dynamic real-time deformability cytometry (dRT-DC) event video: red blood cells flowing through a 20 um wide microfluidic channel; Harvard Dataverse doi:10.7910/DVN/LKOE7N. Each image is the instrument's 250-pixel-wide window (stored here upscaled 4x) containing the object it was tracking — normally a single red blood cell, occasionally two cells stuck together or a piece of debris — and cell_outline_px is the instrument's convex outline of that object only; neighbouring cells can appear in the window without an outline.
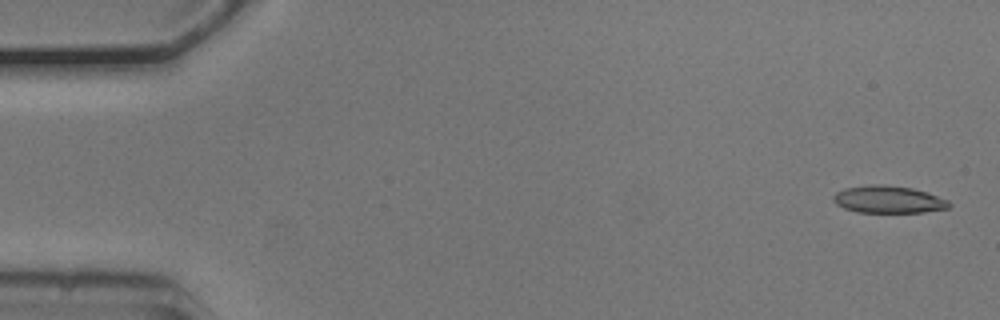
{"species": "common noctule bat (a hibernating species)", "species_latin": "Nyctalus noctula", "temperature_condition": "cold", "stored_images_in_passage": 50, "camera_frame_rate_fps": 3000, "um_per_image_px": 0.085, "animal": {"sex": "male", "body_mass_g": 20.5, "forearm_length_mm": 52.5}, "frame": {"image": 1, "passage_image": 2, "time_ms": 0.333, "image_size_px": [1000, 320], "cell_outline_px": [[952, 204], [948, 208], [924, 212], [856, 212], [844, 208], [836, 204], [832, 200], [832, 196], [836, 192], [844, 188], [872, 184], [876, 184], [912, 188], [948, 200]], "centroid_in_image_um": [75.47, 16.96], "position_along_channel_um": 9.5, "area_um2": 18.26}}
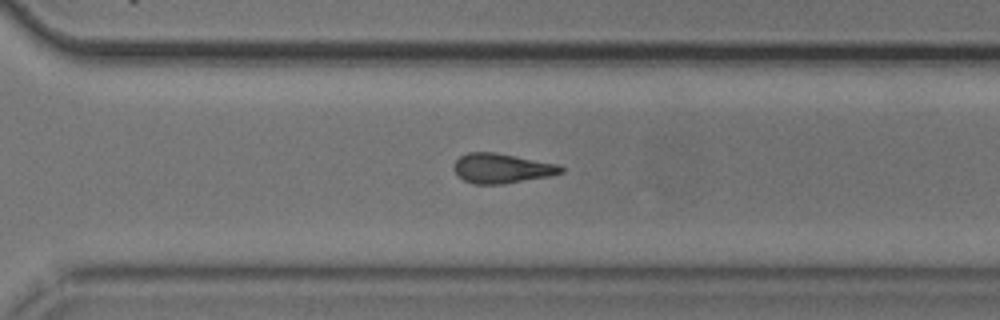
{"frame": {"image": 2, "passage_image": 38, "time_ms": 12.333, "image_size_px": [1000, 320], "cell_outline_px": [[564, 172], [552, 176], [500, 184], [472, 184], [464, 180], [452, 168], [456, 160], [460, 156], [468, 152], [496, 152], [560, 164], [564, 168]], "centroid_in_image_um": [42.69, 14.3], "position_along_channel_um": 327.9, "area_um2": 18.73}}
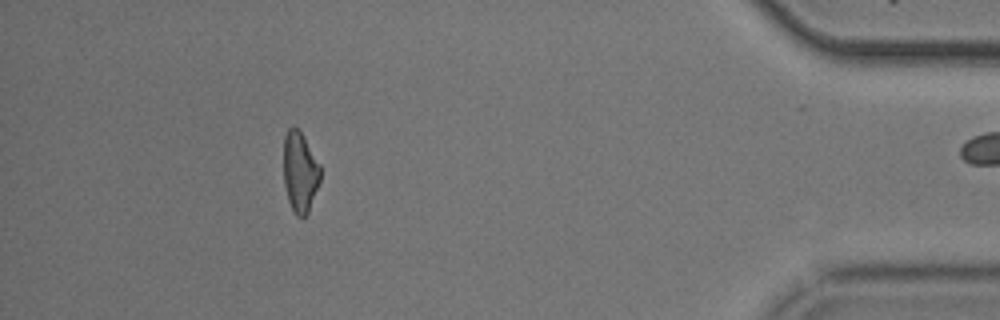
{"frame": {"image": 3, "passage_image": 49, "time_ms": 16.0, "image_size_px": [1000, 320], "cell_outline_px": [[320, 180], [308, 212], [304, 216], [296, 216], [288, 200], [284, 184], [284, 136], [288, 128], [292, 124], [304, 136], [320, 164]], "centroid_in_image_um": [25.49, 14.58], "position_along_channel_um": 409.7, "area_um2": 17.17}}